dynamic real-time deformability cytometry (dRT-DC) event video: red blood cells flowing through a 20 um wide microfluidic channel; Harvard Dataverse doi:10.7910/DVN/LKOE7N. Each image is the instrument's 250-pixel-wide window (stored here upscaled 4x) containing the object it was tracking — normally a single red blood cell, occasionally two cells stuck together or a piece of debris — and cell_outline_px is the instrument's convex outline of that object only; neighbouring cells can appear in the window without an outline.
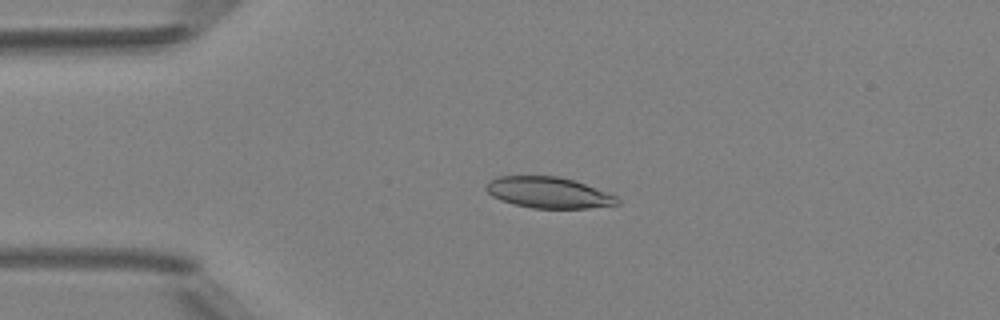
{"species": "Egyptian fruit bat (a non-hibernating species)", "species_latin": "Rousettus aegyptiacus", "temperature_condition": "room temperature", "stored_images_in_passage": 7, "camera_frame_rate_fps": 3000, "um_per_image_px": 0.085, "animal": {"sex": "female"}, "frame": {"image": 1, "passage_image": 3, "time_ms": 2.333, "image_size_px": [1000, 320], "cell_outline_px": [[620, 204], [588, 208], [532, 208], [512, 204], [500, 200], [492, 196], [484, 188], [488, 180], [496, 176], [556, 176], [572, 180], [608, 192], [616, 196], [620, 200]], "centroid_in_image_um": [46.58, 16.37], "position_along_channel_um": 38.4, "area_um2": 23.81}}
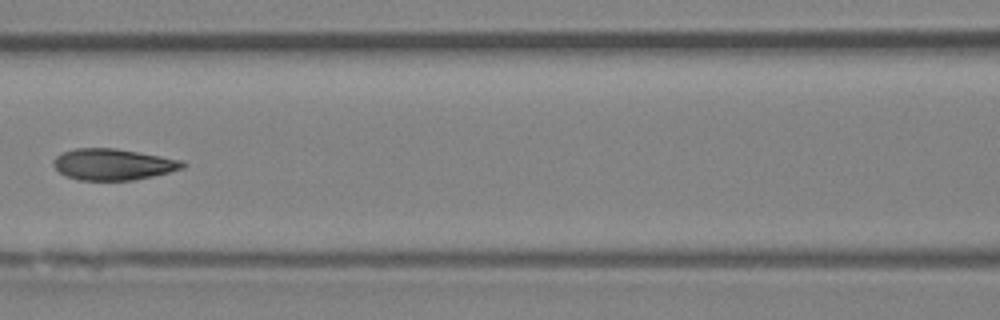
{"frame": {"image": 2, "passage_image": 6, "time_ms": 6.0, "image_size_px": [1000, 320], "cell_outline_px": [[188, 164], [184, 168], [152, 176], [132, 180], [76, 180], [60, 172], [52, 164], [52, 160], [60, 152], [76, 148], [116, 148], [184, 160]], "centroid_in_image_um": [9.61, 13.96], "position_along_channel_um": 157.0, "area_um2": 23.7}}
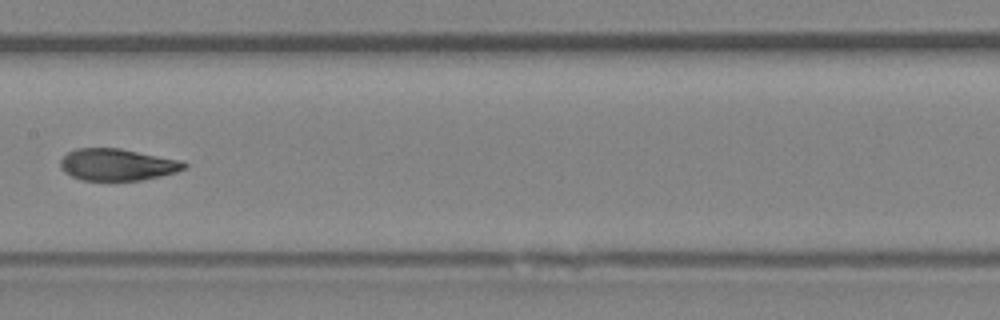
{"frame": {"image": 3, "passage_image": 7, "time_ms": 7.0, "image_size_px": [1000, 320], "cell_outline_px": [[188, 168], [176, 172], [144, 180], [84, 180], [72, 176], [64, 172], [60, 164], [60, 160], [68, 152], [76, 148], [120, 148], [180, 160], [188, 164]], "centroid_in_image_um": [9.99, 13.99], "position_along_channel_um": 197.4, "area_um2": 22.95}}